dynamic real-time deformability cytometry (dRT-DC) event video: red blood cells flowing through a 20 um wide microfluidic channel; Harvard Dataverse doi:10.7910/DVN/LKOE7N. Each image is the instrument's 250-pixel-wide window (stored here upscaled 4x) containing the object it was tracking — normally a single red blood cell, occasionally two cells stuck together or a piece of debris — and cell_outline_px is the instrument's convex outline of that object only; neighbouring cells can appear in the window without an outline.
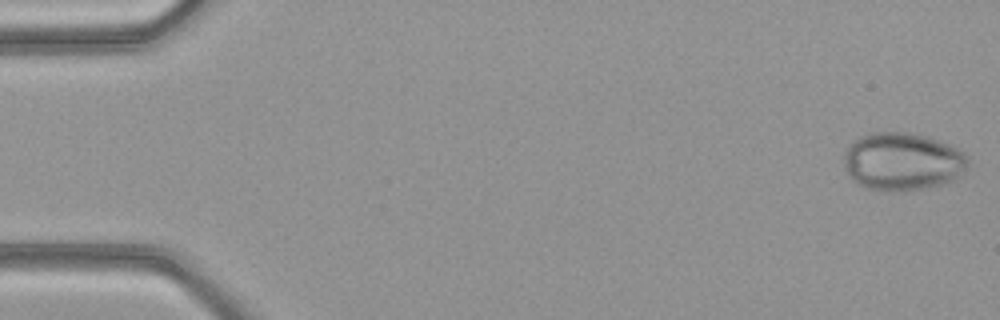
{"species": "common noctule bat (a hibernating species)", "species_latin": "Nyctalus noctula", "temperature_condition": "warm", "stored_images_in_passage": 49, "camera_frame_rate_fps": 3000, "um_per_image_px": 0.085, "animal": {"sex": "female", "body_mass_g": 21.9}, "frame": {"image": 1, "passage_image": 1, "time_ms": 0.0, "image_size_px": [1000, 320], "cell_outline_px": [[968, 168], [964, 172], [952, 180], [940, 184], [924, 188], [904, 192], [888, 192], [868, 188], [856, 184], [852, 180], [844, 164], [844, 152], [848, 144], [852, 140], [860, 136], [872, 132], [908, 132], [928, 136], [948, 144], [964, 152], [968, 160]], "centroid_in_image_um": [76.68, 13.73], "position_along_channel_um": 8.3, "area_um2": 42.37}}
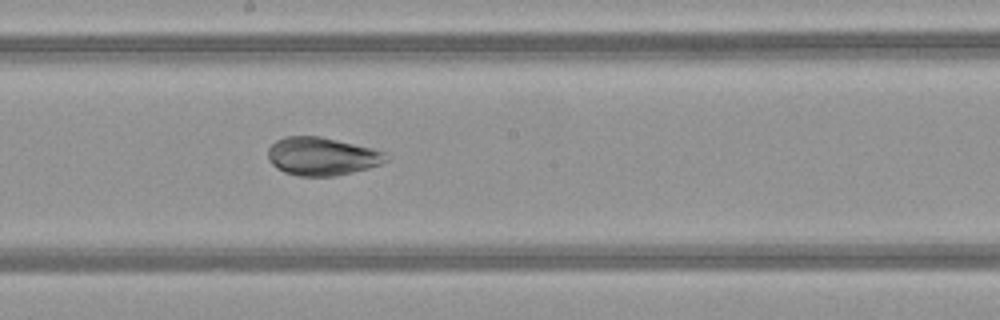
{"frame": {"image": 2, "passage_image": 27, "time_ms": 8.667, "image_size_px": [1000, 320], "cell_outline_px": [[388, 160], [380, 164], [368, 168], [336, 176], [300, 176], [284, 172], [276, 168], [268, 160], [268, 148], [276, 140], [284, 136], [320, 136], [372, 148], [388, 152]], "centroid_in_image_um": [27.36, 13.28], "position_along_channel_um": 220.8, "area_um2": 26.36}}
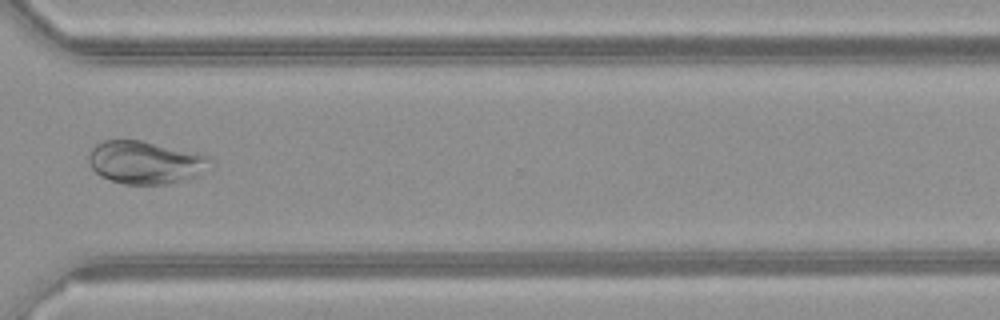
{"frame": {"image": 3, "passage_image": 37, "time_ms": 12.0, "image_size_px": [1000, 320], "cell_outline_px": [[212, 160], [200, 176], [164, 184], [124, 184], [100, 176], [88, 164], [88, 152], [96, 144], [104, 140], [140, 140], [200, 152], [208, 156]], "centroid_in_image_um": [12.36, 13.79], "position_along_channel_um": 358.2, "area_um2": 30.58}}